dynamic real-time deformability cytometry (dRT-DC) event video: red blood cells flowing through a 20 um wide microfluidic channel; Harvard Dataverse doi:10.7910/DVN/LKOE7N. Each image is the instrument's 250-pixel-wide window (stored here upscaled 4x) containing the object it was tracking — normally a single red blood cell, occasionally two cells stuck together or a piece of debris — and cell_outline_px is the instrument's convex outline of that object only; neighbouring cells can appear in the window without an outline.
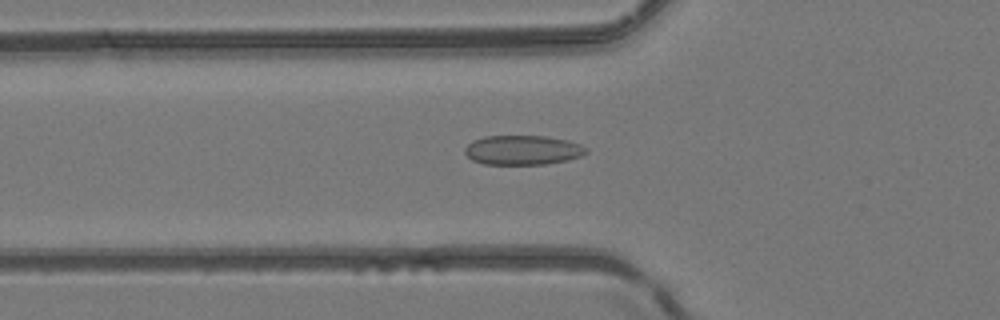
{"species": "common noctule bat (a hibernating species)", "species_latin": "Nyctalus noctula", "temperature_condition": "room temperature", "stored_images_in_passage": 51, "camera_frame_rate_fps": 3000, "um_per_image_px": 0.085, "animal": {"sex": "female", "body_mass_g": 24.6, "forearm_length_mm": 56.2}, "frame": {"image": 1, "passage_image": 19, "time_ms": 6.0, "image_size_px": [1000, 320], "cell_outline_px": [[588, 152], [580, 156], [568, 160], [544, 164], [484, 164], [472, 160], [464, 152], [464, 148], [472, 140], [484, 136], [544, 136], [568, 140], [580, 144], [588, 148]], "centroid_in_image_um": [44.43, 12.75], "position_along_channel_um": 81.4, "area_um2": 20.92}}
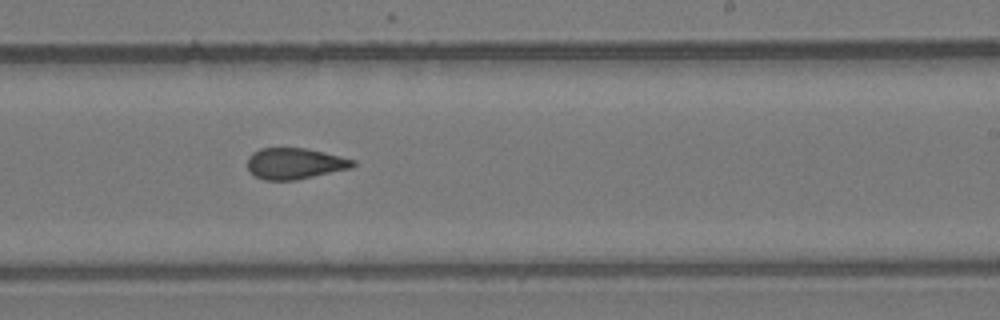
{"frame": {"image": 2, "passage_image": 32, "time_ms": 10.333, "image_size_px": [1000, 320], "cell_outline_px": [[356, 164], [352, 168], [296, 180], [264, 180], [256, 176], [248, 168], [248, 156], [252, 152], [260, 148], [304, 148], [324, 152], [356, 160]], "centroid_in_image_um": [25.08, 13.9], "position_along_channel_um": 263.9, "area_um2": 19.13}}
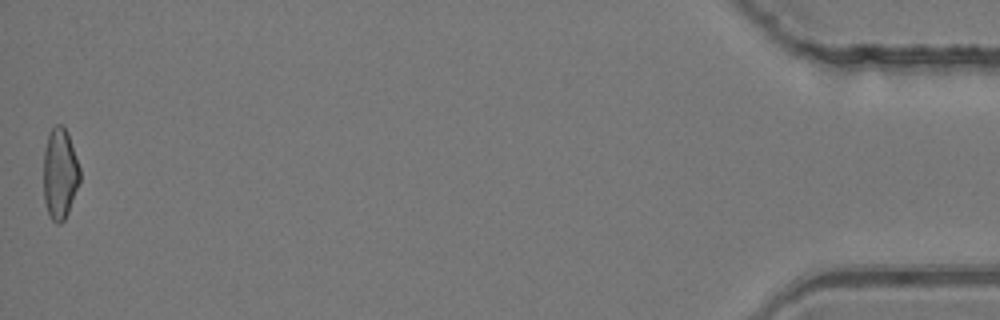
{"frame": {"image": 3, "passage_image": 51, "time_ms": 16.667, "image_size_px": [1000, 320], "cell_outline_px": [[80, 180], [68, 212], [64, 220], [60, 224], [56, 224], [52, 220], [48, 212], [44, 200], [44, 152], [48, 132], [56, 124], [60, 124], [68, 132], [80, 168]], "centroid_in_image_um": [5.09, 14.75], "position_along_channel_um": 430.1, "area_um2": 19.25}, "authors_computed_cell_mechanics": {"area_um2": 20.0566, "velocity_mm_per_s": 4.1879, "shape_relaxation_time_tau1_ms": null, "shape_relaxation_time_tau2_ms": 2.1433, "deformation_change_tau1": null, "deformation_change_tau2": 0.077}}